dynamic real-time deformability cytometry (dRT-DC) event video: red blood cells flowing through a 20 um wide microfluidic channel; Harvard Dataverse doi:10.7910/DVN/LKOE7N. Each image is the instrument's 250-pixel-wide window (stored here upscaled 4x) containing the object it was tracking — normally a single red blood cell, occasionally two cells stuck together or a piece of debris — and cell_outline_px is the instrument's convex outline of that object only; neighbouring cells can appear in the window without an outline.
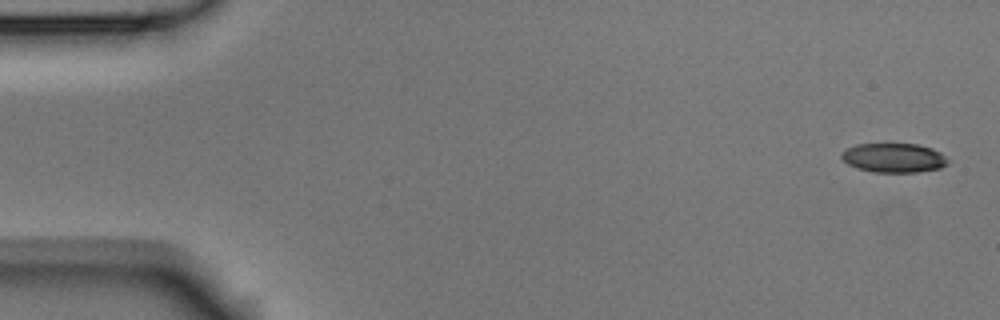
{"species": "Egyptian fruit bat (a non-hibernating species)", "species_latin": "Rousettus aegyptiacus", "temperature_condition": "room temperature", "stored_images_in_passage": 6, "camera_frame_rate_fps": 3000, "um_per_image_px": 0.085, "animal": {"sex": "male"}, "frame": {"image": 1, "passage_image": 1, "time_ms": 0.0, "image_size_px": [1000, 320], "cell_outline_px": [[948, 164], [940, 168], [916, 172], [872, 172], [856, 168], [848, 164], [840, 156], [840, 152], [844, 148], [856, 144], [916, 144], [932, 148], [940, 152], [948, 160]], "centroid_in_image_um": [75.93, 13.41], "position_along_channel_um": 9.1, "area_um2": 18.26}}
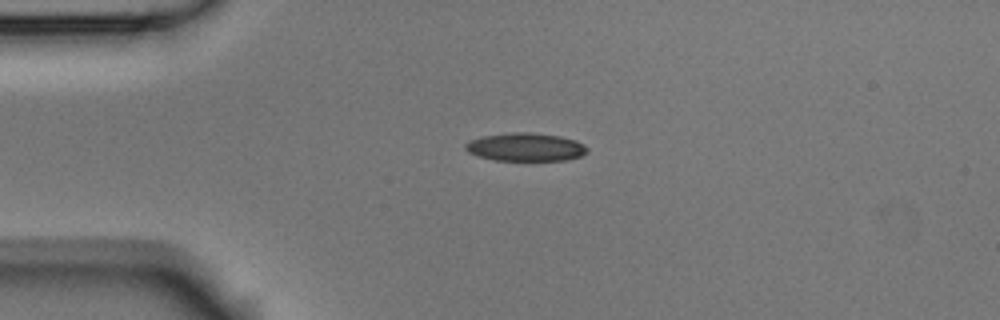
{"frame": {"image": 2, "passage_image": 4, "time_ms": 1.0, "image_size_px": [1000, 320], "cell_outline_px": [[588, 152], [580, 156], [564, 160], [496, 160], [480, 156], [468, 152], [464, 148], [464, 144], [480, 136], [508, 132], [528, 132], [560, 136], [576, 140], [584, 144], [588, 148]], "centroid_in_image_um": [44.68, 12.48], "position_along_channel_um": 40.3, "area_um2": 20.0}}
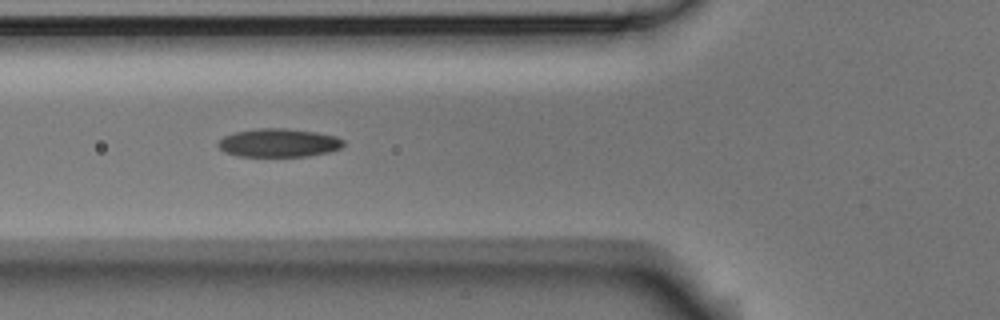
{"frame": {"image": 3, "passage_image": 6, "time_ms": 1.667, "image_size_px": [1000, 320], "cell_outline_px": [[344, 144], [340, 148], [328, 152], [308, 156], [236, 156], [224, 152], [216, 144], [224, 136], [236, 132], [256, 128], [288, 128], [316, 132], [336, 136], [344, 140]], "centroid_in_image_um": [23.68, 12.13], "position_along_channel_um": 102.1, "area_um2": 20.81}}